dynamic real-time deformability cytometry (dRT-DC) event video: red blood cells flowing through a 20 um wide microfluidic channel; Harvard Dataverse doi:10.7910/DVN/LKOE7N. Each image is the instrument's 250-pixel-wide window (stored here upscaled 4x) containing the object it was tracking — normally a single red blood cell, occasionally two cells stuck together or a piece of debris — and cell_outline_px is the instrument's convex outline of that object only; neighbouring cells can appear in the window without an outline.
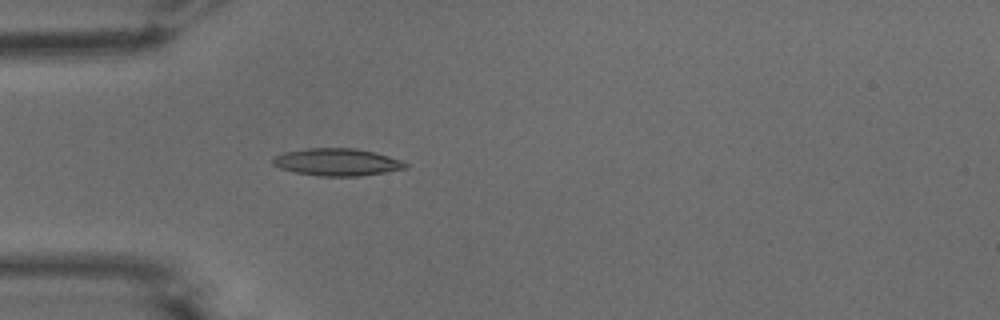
{"species": "common noctule bat (a hibernating species)", "species_latin": "Nyctalus noctula", "temperature_condition": "warm", "stored_images_in_passage": 38, "camera_frame_rate_fps": 3000, "um_per_image_px": 0.085, "animal": {"sex": "male", "body_mass_g": 15.6}, "frame": {"image": 1, "passage_image": 1, "time_ms": 0.0, "image_size_px": [1000, 320], "cell_outline_px": [[408, 168], [360, 176], [320, 176], [296, 172], [280, 168], [272, 164], [272, 160], [276, 156], [284, 152], [308, 148], [356, 148], [376, 152], [400, 160], [408, 164]], "centroid_in_image_um": [28.66, 13.77], "position_along_channel_um": 56.3, "area_um2": 21.04}}
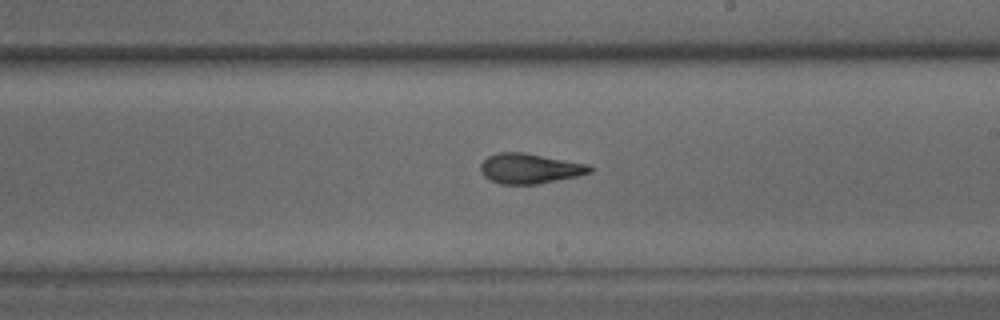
{"frame": {"image": 2, "passage_image": 16, "time_ms": 5.0, "image_size_px": [1000, 320], "cell_outline_px": [[592, 172], [580, 176], [536, 184], [500, 184], [488, 180], [480, 172], [480, 164], [488, 156], [496, 152], [524, 152], [592, 164]], "centroid_in_image_um": [45.05, 14.32], "position_along_channel_um": 244.0, "area_um2": 19.59}}
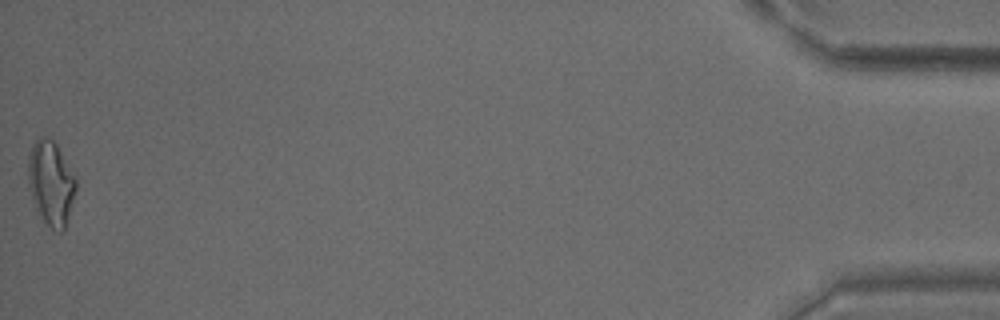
{"frame": {"image": 3, "passage_image": 38, "time_ms": 12.333, "image_size_px": [1000, 320], "cell_outline_px": [[76, 188], [64, 228], [60, 232], [52, 228], [44, 220], [36, 208], [28, 188], [28, 156], [32, 144], [40, 136], [48, 136], [56, 144], [76, 180]], "centroid_in_image_um": [4.29, 15.5], "position_along_channel_um": 430.9, "area_um2": 22.95}, "authors_computed_cell_mechanics": {"area_um2": 19.5364, "velocity_mm_per_s": 3.8502, "shape_relaxation_time_tau1_ms": 7.289, "shape_relaxation_time_tau2_ms": 2.0111, "deformation_change_tau1": 0.2439, "deformation_change_tau2": 0.1044}}